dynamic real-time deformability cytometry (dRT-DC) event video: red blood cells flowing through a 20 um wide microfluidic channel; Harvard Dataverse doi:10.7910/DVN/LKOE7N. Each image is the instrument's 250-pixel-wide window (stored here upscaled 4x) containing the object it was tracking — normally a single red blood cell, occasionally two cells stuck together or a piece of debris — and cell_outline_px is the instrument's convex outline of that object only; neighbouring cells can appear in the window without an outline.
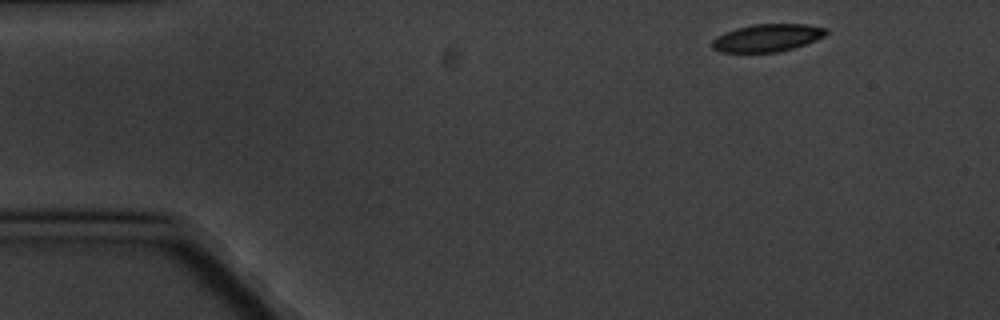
{"species": "common noctule bat (a hibernating species)", "species_latin": "Nyctalus noctula", "temperature_condition": "cold", "stored_images_in_passage": 3, "camera_frame_rate_fps": 3000, "um_per_image_px": 0.085, "animal": {"sex": "male", "body_mass_g": 20.1, "forearm_length_mm": 53.5}, "frame": {"image": 1, "passage_image": 1, "time_ms": 0.0, "image_size_px": [1000, 320], "cell_outline_px": [[828, 32], [824, 36], [816, 40], [792, 48], [776, 52], [720, 52], [712, 48], [712, 40], [716, 36], [724, 32], [736, 28], [752, 24], [808, 24], [828, 28]], "centroid_in_image_um": [65.21, 3.2], "position_along_channel_um": 19.8, "area_um2": 18.38}}
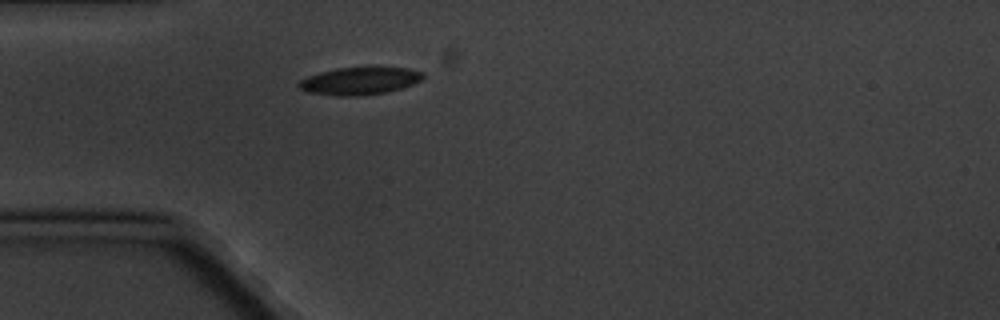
{"frame": {"image": 2, "passage_image": 3, "time_ms": 3.333, "image_size_px": [1000, 320], "cell_outline_px": [[424, 76], [420, 80], [412, 84], [400, 88], [384, 92], [360, 96], [336, 96], [308, 92], [300, 88], [296, 84], [300, 80], [308, 76], [320, 72], [336, 68], [372, 64], [376, 64], [412, 68], [424, 72]], "centroid_in_image_um": [30.62, 6.81], "position_along_channel_um": 54.4, "area_um2": 20.87}}